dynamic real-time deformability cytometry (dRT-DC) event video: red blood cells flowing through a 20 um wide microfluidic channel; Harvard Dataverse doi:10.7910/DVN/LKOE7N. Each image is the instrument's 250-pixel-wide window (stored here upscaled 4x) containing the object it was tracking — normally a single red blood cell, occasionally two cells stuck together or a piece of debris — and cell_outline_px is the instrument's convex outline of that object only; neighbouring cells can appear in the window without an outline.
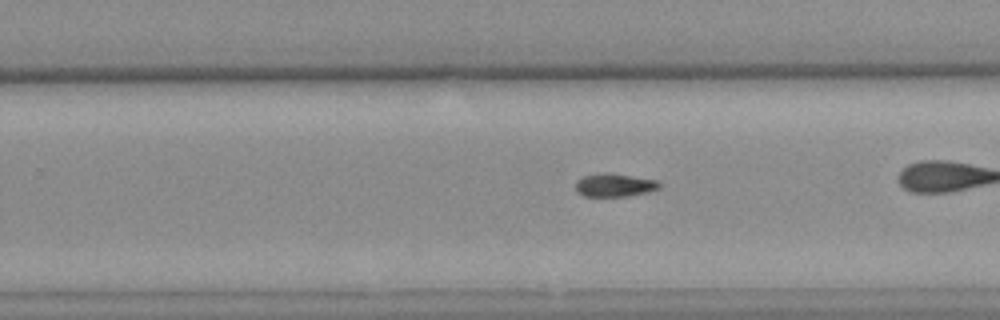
{"species": "common noctule bat (a hibernating species)", "species_latin": "Nyctalus noctula", "temperature_condition": "warm", "stored_images_in_passage": 52, "camera_frame_rate_fps": 3000, "um_per_image_px": 0.085, "animal": {"sex": "female", "body_mass_g": 25.1}, "frame": {"image": 1, "passage_image": 37, "time_ms": 12.0, "image_size_px": [1000, 320], "cell_outline_px": [[660, 188], [648, 192], [624, 196], [584, 196], [576, 192], [576, 180], [584, 176], [600, 172], [604, 172], [656, 180], [660, 184]], "centroid_in_image_um": [52.19, 15.73], "position_along_channel_um": 277.6, "area_um2": 11.21}}